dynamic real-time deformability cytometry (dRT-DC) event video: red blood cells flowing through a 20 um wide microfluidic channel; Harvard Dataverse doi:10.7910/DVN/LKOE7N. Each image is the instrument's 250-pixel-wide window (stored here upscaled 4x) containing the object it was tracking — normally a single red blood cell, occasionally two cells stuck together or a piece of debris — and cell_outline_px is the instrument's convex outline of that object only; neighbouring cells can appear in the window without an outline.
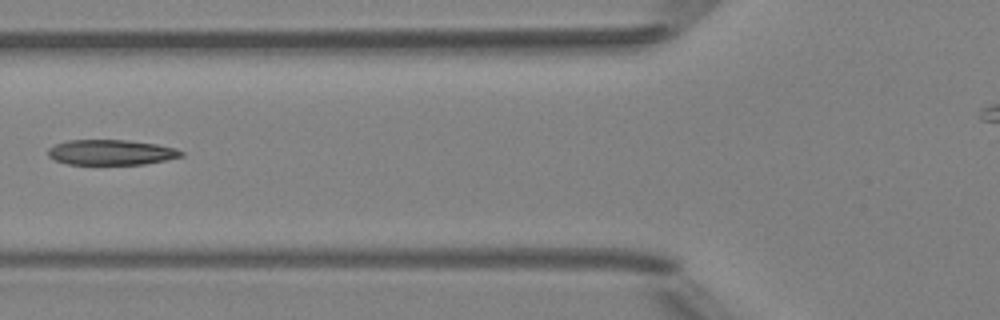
{"species": "Egyptian fruit bat (a non-hibernating species)", "species_latin": "Rousettus aegyptiacus", "temperature_condition": "room temperature", "stored_images_in_passage": 7, "camera_frame_rate_fps": 3000, "um_per_image_px": 0.085, "animal": {"sex": "female"}, "frame": {"image": 1, "passage_image": 5, "time_ms": 5.667, "image_size_px": [1000, 320], "cell_outline_px": [[184, 156], [144, 164], [68, 164], [56, 160], [48, 156], [48, 148], [56, 144], [68, 140], [124, 140], [156, 144], [176, 148], [184, 152]], "centroid_in_image_um": [9.45, 12.95], "position_along_channel_um": 116.4, "area_um2": 19.48}}
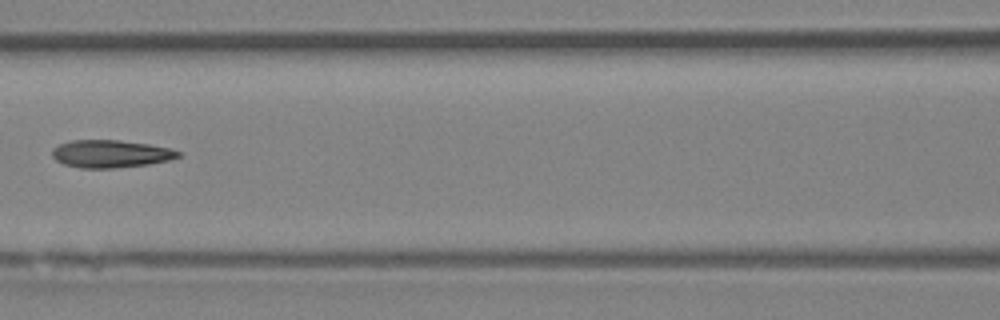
{"frame": {"image": 2, "passage_image": 6, "time_ms": 6.667, "image_size_px": [1000, 320], "cell_outline_px": [[180, 156], [168, 160], [148, 164], [112, 168], [80, 168], [64, 164], [56, 160], [52, 156], [52, 148], [60, 144], [72, 140], [120, 140], [148, 144], [168, 148], [180, 152]], "centroid_in_image_um": [9.36, 13.07], "position_along_channel_um": 157.2, "area_um2": 20.11}}
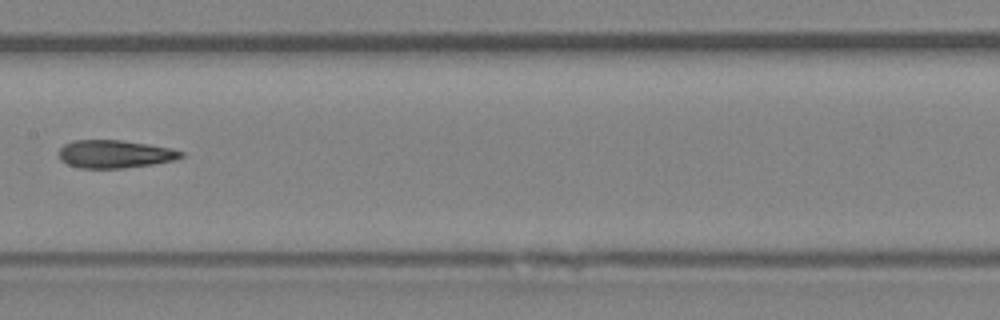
{"frame": {"image": 3, "passage_image": 7, "time_ms": 7.667, "image_size_px": [1000, 320], "cell_outline_px": [[184, 156], [176, 160], [152, 164], [124, 168], [80, 168], [68, 164], [60, 160], [60, 148], [64, 144], [72, 140], [120, 140], [148, 144], [172, 148], [184, 152]], "centroid_in_image_um": [9.78, 13.09], "position_along_channel_um": 197.6, "area_um2": 19.94}}